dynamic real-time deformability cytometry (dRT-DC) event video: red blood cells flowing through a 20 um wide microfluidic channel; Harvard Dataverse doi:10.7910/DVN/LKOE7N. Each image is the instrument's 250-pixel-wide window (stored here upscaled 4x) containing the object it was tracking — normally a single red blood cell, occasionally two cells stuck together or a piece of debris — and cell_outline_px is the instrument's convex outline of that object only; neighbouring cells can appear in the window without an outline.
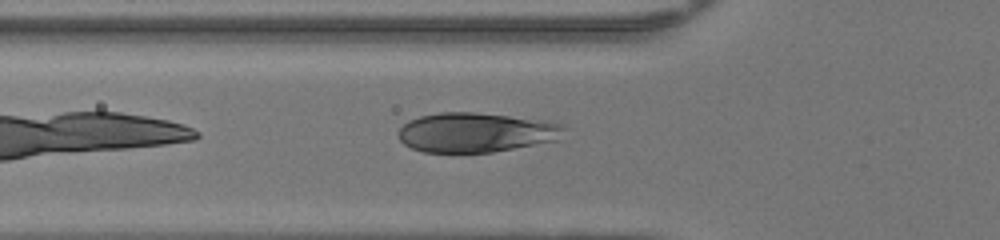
{"species": "human", "species_latin": "Homo sapiens", "temperature_condition": "warm", "stored_images_in_passage": 22, "camera_frame_rate_fps": 3000, "um_per_image_px": 0.085, "donor": {"sex": "female"}, "frame": {"image": 1, "passage_image": 4, "time_ms": 1.0, "image_size_px": [1000, 240], "cell_outline_px": [[564, 128], [556, 140], [492, 152], [424, 152], [412, 148], [404, 144], [400, 140], [396, 132], [408, 120], [420, 116], [440, 112], [472, 112], [552, 120], [564, 124]], "centroid_in_image_um": [40.43, 11.24], "position_along_channel_um": 85.4, "area_um2": 38.26}}
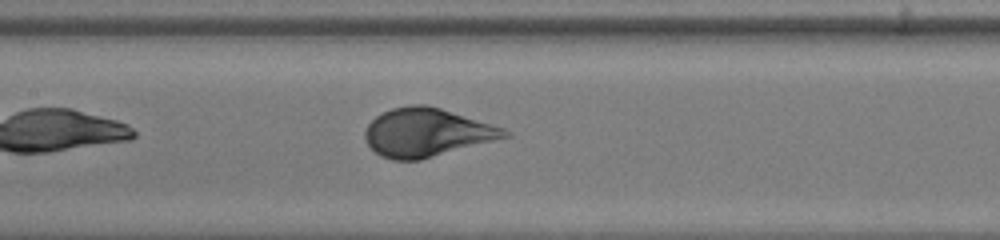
{"frame": {"image": 2, "passage_image": 10, "time_ms": 3.0, "image_size_px": [1000, 240], "cell_outline_px": [[512, 136], [420, 160], [392, 160], [380, 156], [368, 144], [364, 136], [364, 132], [368, 124], [376, 116], [392, 108], [408, 104], [428, 104], [504, 128], [512, 132]], "centroid_in_image_um": [36.28, 11.26], "position_along_channel_um": 171.1, "area_um2": 39.42}}
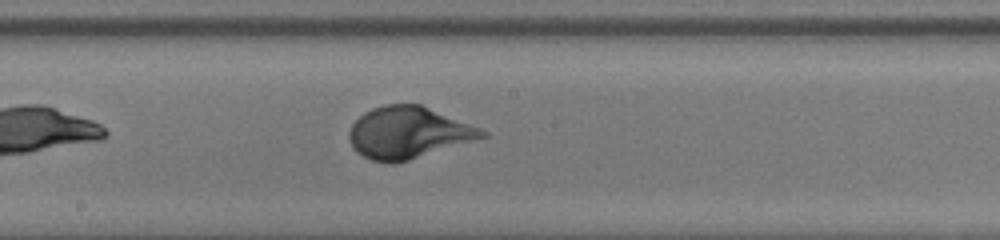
{"frame": {"image": 3, "passage_image": 13, "time_ms": 4.0, "image_size_px": [1000, 240], "cell_outline_px": [[488, 136], [396, 164], [388, 164], [372, 160], [356, 152], [352, 148], [348, 136], [348, 132], [352, 124], [364, 112], [372, 108], [384, 104], [420, 104], [480, 128], [488, 132]], "centroid_in_image_um": [34.66, 11.28], "position_along_channel_um": 213.5, "area_um2": 40.06}}